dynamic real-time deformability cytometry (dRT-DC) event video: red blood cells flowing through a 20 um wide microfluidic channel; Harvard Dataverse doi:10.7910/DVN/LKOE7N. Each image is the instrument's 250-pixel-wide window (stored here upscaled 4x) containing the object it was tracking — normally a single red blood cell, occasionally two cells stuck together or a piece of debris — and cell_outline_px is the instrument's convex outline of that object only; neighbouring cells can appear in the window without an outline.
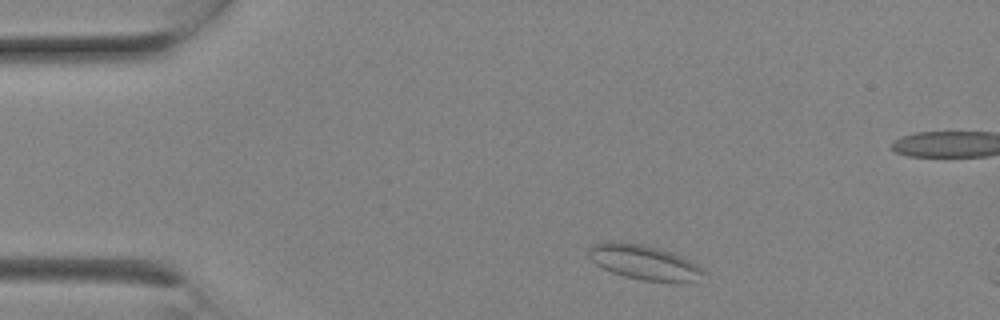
{"species": "Egyptian fruit bat (a non-hibernating species)", "species_latin": "Rousettus aegyptiacus", "temperature_condition": "room temperature", "stored_images_in_passage": 6, "camera_frame_rate_fps": 3000, "um_per_image_px": 0.085, "animal": {"sex": "female"}, "frame": {"image": 1, "passage_image": 2, "time_ms": 0.333, "image_size_px": [1000, 320], "cell_outline_px": [[704, 272], [684, 284], [640, 280], [624, 276], [612, 272], [596, 264], [588, 256], [588, 248], [592, 244], [604, 240], [624, 240], [644, 244], [660, 248], [680, 256], [704, 268]], "centroid_in_image_um": [54.67, 22.26], "position_along_channel_um": 30.3, "area_um2": 23.7}}
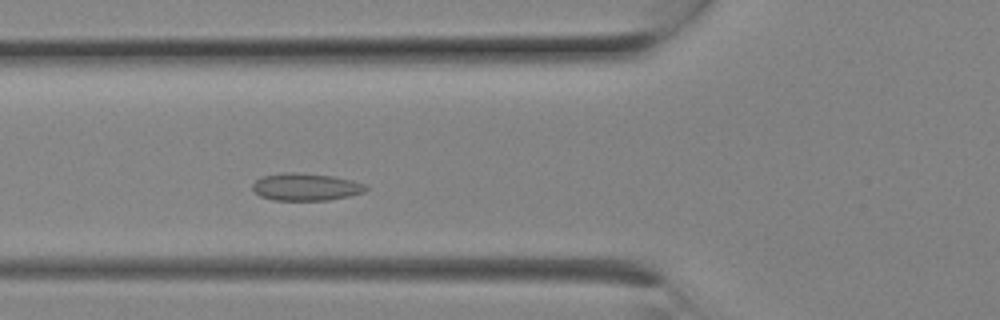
{"frame": {"image": 2, "passage_image": 6, "time_ms": 1.667, "image_size_px": [1000, 320], "cell_outline_px": [[368, 188], [364, 192], [348, 196], [328, 200], [272, 200], [260, 196], [252, 188], [252, 184], [256, 180], [264, 176], [280, 172], [296, 172], [332, 176], [352, 180], [364, 184]], "centroid_in_image_um": [25.97, 15.88], "position_along_channel_um": 99.8, "area_um2": 18.03}}